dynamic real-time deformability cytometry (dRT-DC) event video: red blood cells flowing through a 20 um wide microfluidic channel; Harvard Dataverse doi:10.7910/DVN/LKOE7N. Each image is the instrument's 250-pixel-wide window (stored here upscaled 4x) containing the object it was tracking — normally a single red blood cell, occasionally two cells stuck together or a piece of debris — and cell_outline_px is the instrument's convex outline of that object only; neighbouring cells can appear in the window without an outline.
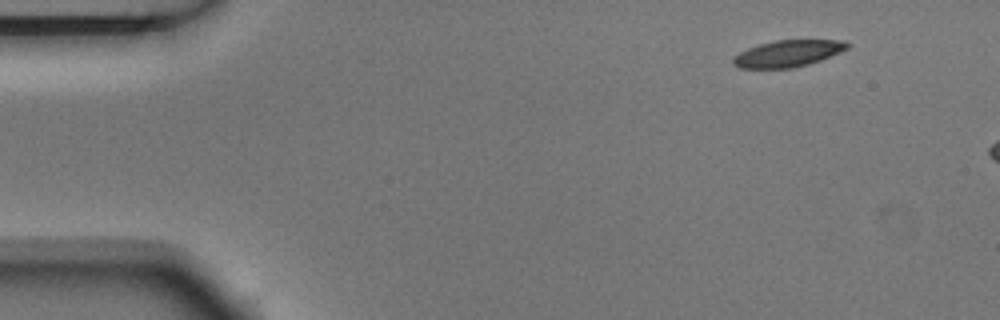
{"species": "Egyptian fruit bat (a non-hibernating species)", "species_latin": "Rousettus aegyptiacus", "temperature_condition": "room temperature", "stored_images_in_passage": 3, "camera_frame_rate_fps": 3000, "um_per_image_px": 0.085, "animal": {"sex": "male"}, "frame": {"image": 1, "passage_image": 1, "time_ms": 0.0, "image_size_px": [1000, 320], "cell_outline_px": [[852, 44], [848, 48], [840, 52], [820, 60], [808, 64], [792, 68], [740, 68], [732, 64], [732, 56], [748, 48], [760, 44], [776, 40], [844, 40]], "centroid_in_image_um": [66.97, 4.54], "position_along_channel_um": 18.0, "area_um2": 17.74}}